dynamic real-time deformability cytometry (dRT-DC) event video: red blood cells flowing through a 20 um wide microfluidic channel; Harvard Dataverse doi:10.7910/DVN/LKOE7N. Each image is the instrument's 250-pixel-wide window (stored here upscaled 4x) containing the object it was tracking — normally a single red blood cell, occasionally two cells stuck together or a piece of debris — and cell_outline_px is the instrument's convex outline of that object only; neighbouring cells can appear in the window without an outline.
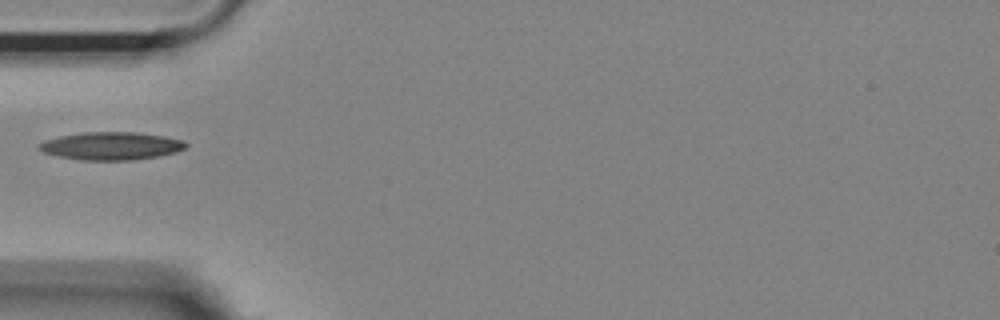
{"species": "Egyptian fruit bat (a non-hibernating species)", "species_latin": "Rousettus aegyptiacus", "temperature_condition": "room temperature", "stored_images_in_passage": 38, "camera_frame_rate_fps": 3000, "um_per_image_px": 0.085, "animal": {"sex": "female"}, "frame": {"image": 1, "passage_image": 1, "time_ms": 0.0, "image_size_px": [1000, 320], "cell_outline_px": [[188, 148], [176, 152], [160, 156], [132, 160], [80, 160], [60, 156], [44, 152], [36, 148], [36, 144], [44, 140], [60, 136], [84, 132], [136, 132], [164, 136], [184, 140], [188, 144]], "centroid_in_image_um": [9.47, 12.4], "position_along_channel_um": 75.5, "area_um2": 24.04}}
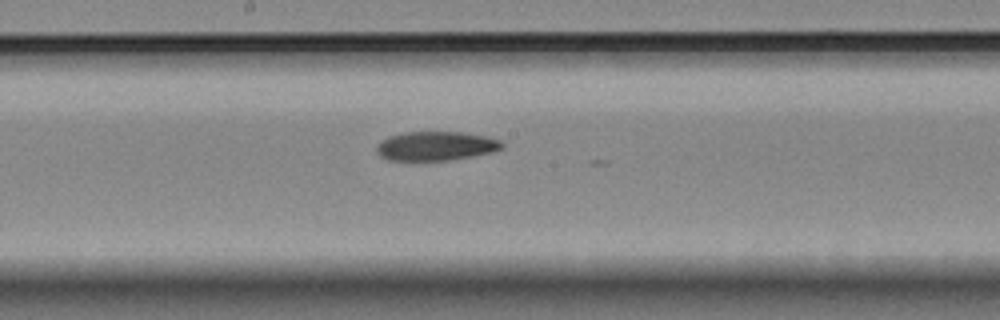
{"frame": {"image": 2, "passage_image": 12, "time_ms": 3.667, "image_size_px": [1000, 320], "cell_outline_px": [[504, 148], [492, 152], [472, 156], [448, 160], [388, 160], [380, 156], [376, 152], [376, 144], [388, 136], [404, 132], [460, 132], [484, 136], [500, 140], [504, 144]], "centroid_in_image_um": [37.02, 12.41], "position_along_channel_um": 211.2, "area_um2": 21.27}}
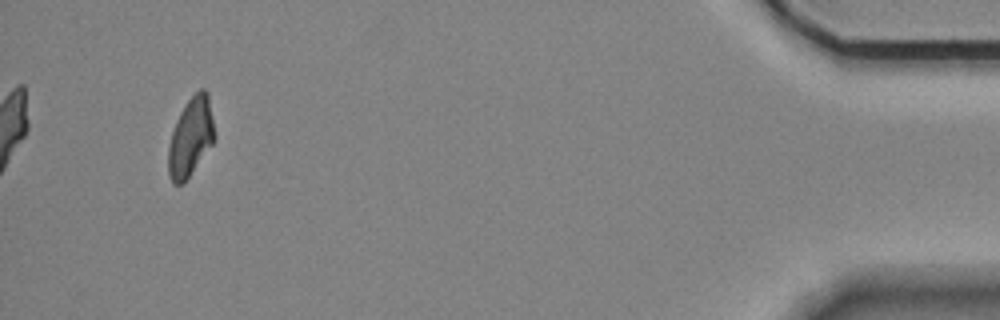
{"frame": {"image": 3, "passage_image": 35, "time_ms": 11.333, "image_size_px": [1000, 320], "cell_outline_px": [[216, 140], [188, 176], [180, 184], [172, 184], [168, 172], [168, 144], [176, 120], [180, 112], [188, 100], [200, 88], [204, 88], [208, 92], [216, 136]], "centroid_in_image_um": [16.22, 11.62], "position_along_channel_um": 419.0, "area_um2": 21.15}}